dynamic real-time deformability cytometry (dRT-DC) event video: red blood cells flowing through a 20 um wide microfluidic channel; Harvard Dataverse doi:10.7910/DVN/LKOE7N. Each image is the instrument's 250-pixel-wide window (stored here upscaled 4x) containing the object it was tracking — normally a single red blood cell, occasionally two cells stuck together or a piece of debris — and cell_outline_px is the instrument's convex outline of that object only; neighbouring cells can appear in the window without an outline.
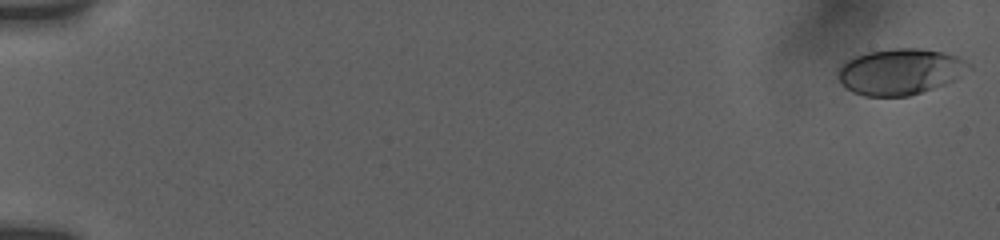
{"species": "human", "species_latin": "Homo sapiens", "temperature_condition": "room temperature", "stored_images_in_passage": 20, "camera_frame_rate_fps": 3000, "um_per_image_px": 0.085, "donor": {"sex": "female"}, "frame": {"image": 1, "passage_image": 1, "time_ms": 0.0, "image_size_px": [1000, 240], "cell_outline_px": [[972, 68], [960, 76], [944, 84], [908, 96], [864, 96], [852, 92], [840, 80], [840, 68], [848, 60], [856, 56], [868, 52], [892, 48], [916, 48], [940, 52], [960, 56], [972, 64]], "centroid_in_image_um": [76.57, 6.08], "position_along_channel_um": 8.4, "area_um2": 34.62}}
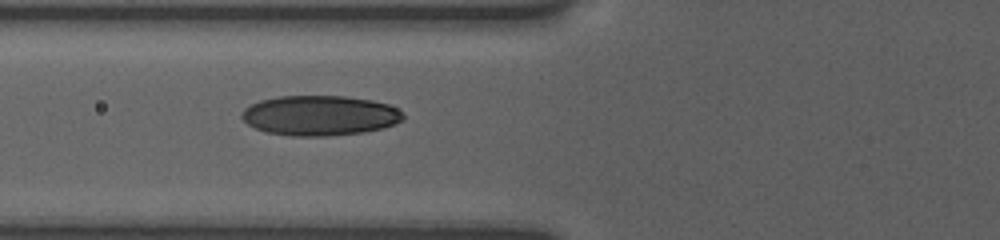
{"frame": {"image": 2, "passage_image": 12, "time_ms": 7.333, "image_size_px": [1000, 240], "cell_outline_px": [[404, 120], [380, 128], [364, 132], [328, 136], [292, 136], [264, 132], [248, 124], [240, 116], [244, 108], [260, 100], [276, 96], [344, 96], [372, 100], [388, 104], [404, 112]], "centroid_in_image_um": [27.17, 9.81], "position_along_channel_um": 98.6, "area_um2": 37.74}}
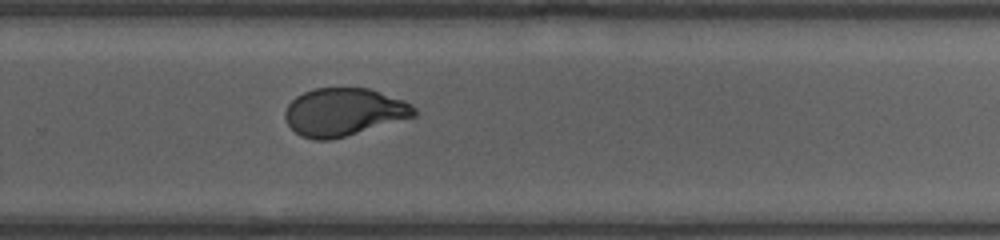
{"frame": {"image": 3, "passage_image": 20, "time_ms": 12.667, "image_size_px": [1000, 240], "cell_outline_px": [[416, 116], [344, 136], [328, 140], [316, 140], [300, 136], [288, 124], [284, 116], [284, 112], [288, 104], [296, 96], [304, 92], [316, 88], [368, 88], [404, 100], [412, 104], [416, 108]], "centroid_in_image_um": [29.21, 9.51], "position_along_channel_um": 300.6, "area_um2": 35.72}}